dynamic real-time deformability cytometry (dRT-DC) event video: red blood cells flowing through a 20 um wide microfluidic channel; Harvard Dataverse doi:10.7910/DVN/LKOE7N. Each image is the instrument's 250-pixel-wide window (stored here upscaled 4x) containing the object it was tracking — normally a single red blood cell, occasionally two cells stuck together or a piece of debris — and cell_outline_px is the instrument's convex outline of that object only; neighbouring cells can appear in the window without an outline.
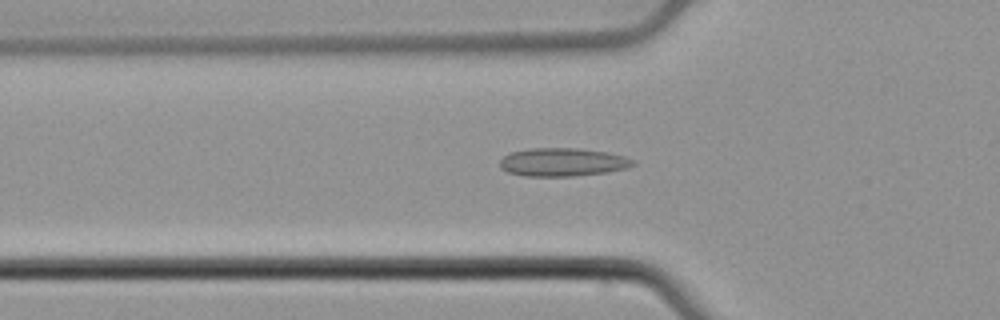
{"species": "common noctule bat (a hibernating species)", "species_latin": "Nyctalus noctula", "temperature_condition": "cold", "stored_images_in_passage": 49, "camera_frame_rate_fps": 3000, "um_per_image_px": 0.085, "animal": {"sex": "male", "body_mass_g": 21.5, "forearm_length_mm": 52.0}, "frame": {"image": 1, "passage_image": 18, "time_ms": 5.667, "image_size_px": [1000, 320], "cell_outline_px": [[636, 164], [628, 168], [608, 172], [572, 176], [524, 176], [508, 172], [500, 168], [500, 160], [504, 156], [512, 152], [528, 148], [580, 148], [608, 152], [624, 156], [636, 160]], "centroid_in_image_um": [47.86, 13.78], "position_along_channel_um": 77.9, "area_um2": 22.14}}
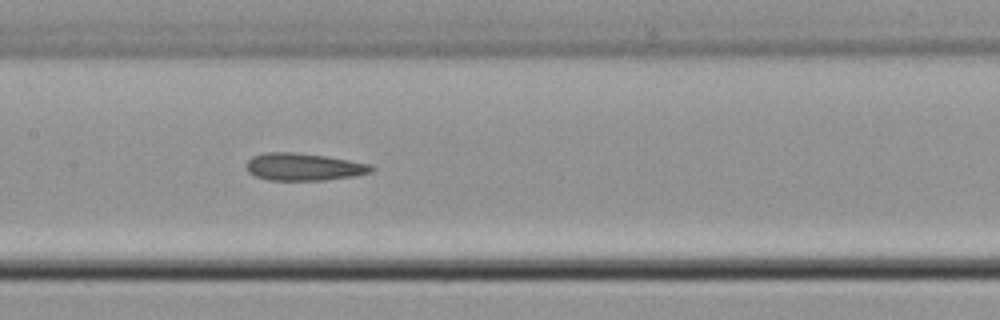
{"frame": {"image": 2, "passage_image": 26, "time_ms": 8.333, "image_size_px": [1000, 320], "cell_outline_px": [[376, 168], [372, 172], [356, 176], [324, 180], [268, 180], [256, 176], [248, 172], [248, 160], [252, 156], [264, 152], [296, 152], [324, 156], [372, 164]], "centroid_in_image_um": [25.85, 14.18], "position_along_channel_um": 181.5, "area_um2": 20.0}}
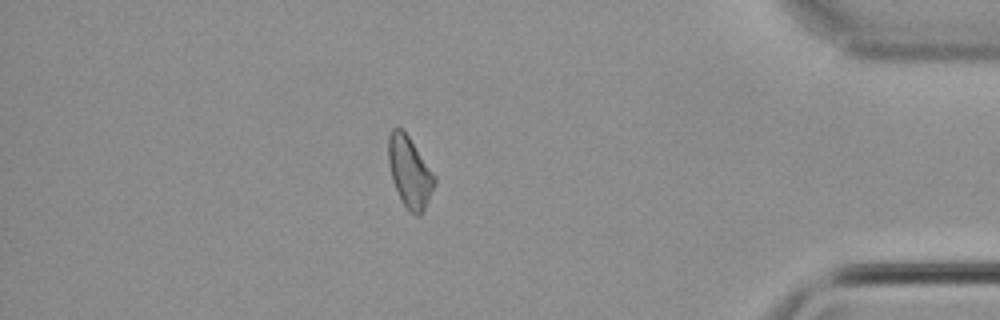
{"frame": {"image": 3, "passage_image": 46, "time_ms": 15.0, "image_size_px": [1000, 320], "cell_outline_px": [[436, 180], [428, 200], [420, 216], [416, 216], [408, 212], [392, 180], [388, 160], [388, 136], [392, 128], [396, 124], [404, 128], [436, 176]], "centroid_in_image_um": [34.81, 14.54], "position_along_channel_um": 400.4, "area_um2": 19.31}}